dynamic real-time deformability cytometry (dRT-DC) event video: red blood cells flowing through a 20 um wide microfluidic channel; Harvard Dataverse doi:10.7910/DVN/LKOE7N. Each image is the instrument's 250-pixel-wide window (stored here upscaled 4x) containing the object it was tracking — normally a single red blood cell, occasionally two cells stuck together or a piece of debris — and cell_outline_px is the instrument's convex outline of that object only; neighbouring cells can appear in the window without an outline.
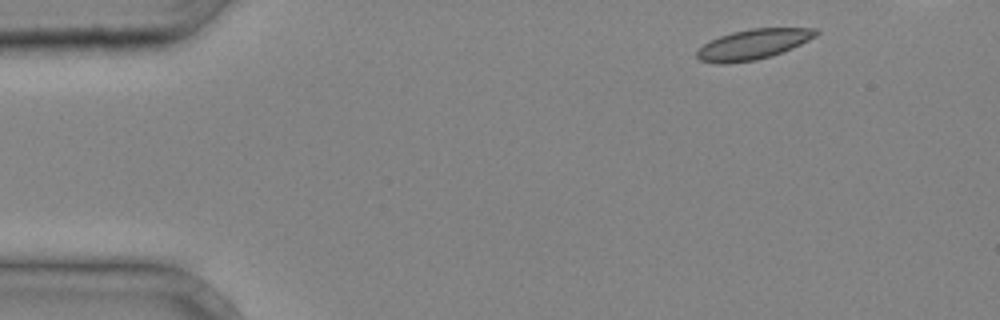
{"species": "common noctule bat (a hibernating species)", "species_latin": "Nyctalus noctula", "temperature_condition": "cold", "stored_images_in_passage": 4, "camera_frame_rate_fps": 3000, "um_per_image_px": 0.085, "animal": {"sex": "male", "body_mass_g": 20.4}, "frame": {"image": 1, "passage_image": 1, "time_ms": 0.0, "image_size_px": [1000, 320], "cell_outline_px": [[820, 32], [816, 36], [792, 48], [772, 56], [756, 60], [728, 64], [720, 64], [700, 60], [696, 56], [696, 52], [704, 44], [720, 36], [732, 32], [752, 28], [816, 28]], "centroid_in_image_um": [64.03, 3.77], "position_along_channel_um": 21.0, "area_um2": 20.87}}